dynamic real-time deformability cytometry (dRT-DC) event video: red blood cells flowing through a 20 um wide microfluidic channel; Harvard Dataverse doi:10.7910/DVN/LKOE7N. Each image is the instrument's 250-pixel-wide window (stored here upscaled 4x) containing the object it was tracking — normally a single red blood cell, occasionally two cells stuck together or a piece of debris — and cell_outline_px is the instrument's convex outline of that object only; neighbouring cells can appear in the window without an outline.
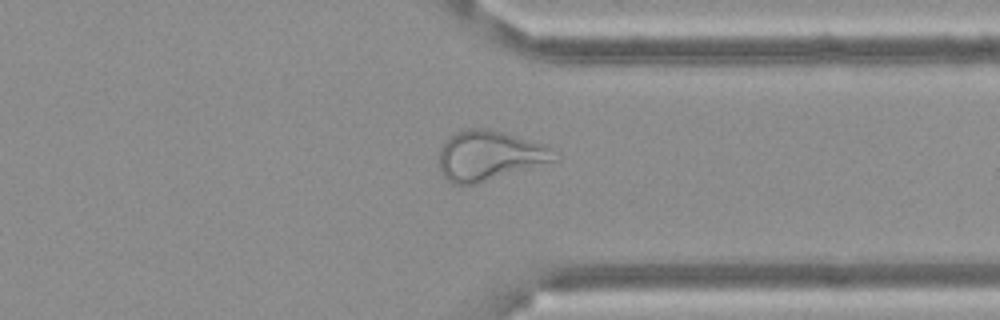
{"species": "Egyptian fruit bat (a non-hibernating species)", "species_latin": "Rousettus aegyptiacus", "temperature_condition": "cold", "stored_images_in_passage": 47, "camera_frame_rate_fps": 3000, "um_per_image_px": 0.085, "frame": {"image": 1, "passage_image": 40, "time_ms": 13.0, "image_size_px": [1000, 320], "cell_outline_px": [[560, 156], [552, 160], [472, 184], [452, 184], [440, 172], [440, 148], [448, 136], [456, 132], [468, 128], [488, 128], [504, 132], [544, 144]], "centroid_in_image_um": [41.52, 13.18], "position_along_channel_um": 369.9, "area_um2": 32.6}}